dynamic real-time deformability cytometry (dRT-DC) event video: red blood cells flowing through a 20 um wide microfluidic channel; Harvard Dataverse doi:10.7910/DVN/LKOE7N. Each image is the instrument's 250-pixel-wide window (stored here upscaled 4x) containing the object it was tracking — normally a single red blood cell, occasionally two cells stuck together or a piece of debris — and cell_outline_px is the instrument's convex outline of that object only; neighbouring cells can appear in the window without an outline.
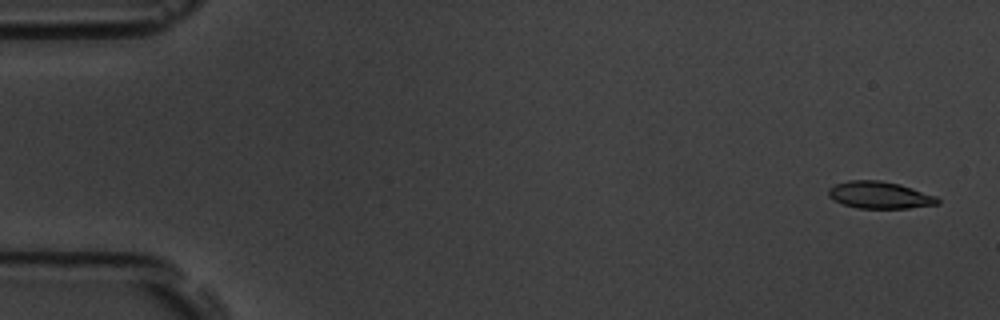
{"species": "common noctule bat (a hibernating species)", "species_latin": "Nyctalus noctula", "temperature_condition": "room temperature", "stored_images_in_passage": 5, "camera_frame_rate_fps": 3000, "um_per_image_px": 0.085, "animal": {"sex": "male", "body_mass_g": 19.5, "forearm_length_mm": 54.6}, "frame": {"image": 1, "passage_image": 1, "time_ms": 0.0, "image_size_px": [1000, 320], "cell_outline_px": [[940, 204], [908, 208], [856, 208], [844, 204], [828, 196], [828, 188], [836, 184], [848, 180], [880, 180], [900, 184], [936, 196], [940, 200]], "centroid_in_image_um": [74.78, 16.57], "position_along_channel_um": 10.2, "area_um2": 17.17}}
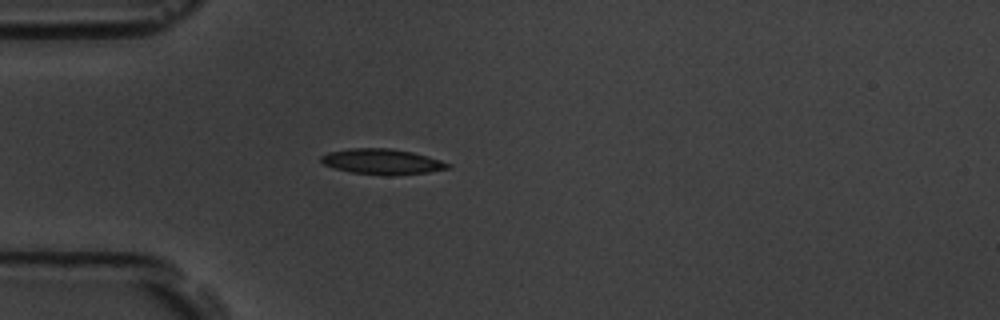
{"frame": {"image": 2, "passage_image": 5, "time_ms": 4.667, "image_size_px": [1000, 320], "cell_outline_px": [[452, 168], [428, 172], [392, 176], [384, 176], [352, 172], [336, 168], [324, 164], [320, 160], [320, 156], [328, 152], [352, 148], [392, 148], [412, 152], [440, 160], [452, 164]], "centroid_in_image_um": [32.51, 13.74], "position_along_channel_um": 52.5, "area_um2": 18.9}}